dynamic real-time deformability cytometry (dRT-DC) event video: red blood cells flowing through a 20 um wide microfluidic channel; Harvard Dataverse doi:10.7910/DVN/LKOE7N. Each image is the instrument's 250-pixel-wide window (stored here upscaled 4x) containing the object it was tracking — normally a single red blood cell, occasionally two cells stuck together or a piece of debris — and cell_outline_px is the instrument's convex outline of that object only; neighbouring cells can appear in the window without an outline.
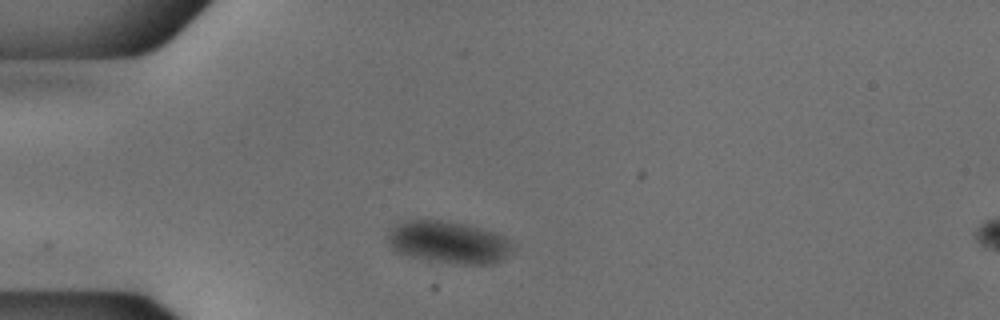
{"species": "common noctule bat (a hibernating species)", "species_latin": "Nyctalus noctula", "temperature_condition": "cold", "stored_images_in_passage": 41, "camera_frame_rate_fps": 3000, "um_per_image_px": 0.085, "animal": {"sex": "male", "body_mass_g": 18.8}, "frame": {"image": 1, "passage_image": 1, "time_ms": 0.0, "image_size_px": [1000, 320], "cell_outline_px": [[512, 252], [500, 260], [492, 264], [460, 264], [432, 260], [412, 256], [396, 252], [388, 244], [384, 236], [388, 228], [404, 220], [440, 220], [464, 224], [504, 236], [512, 244]], "centroid_in_image_um": [38.04, 20.58], "position_along_channel_um": 47.0, "area_um2": 30.63}}
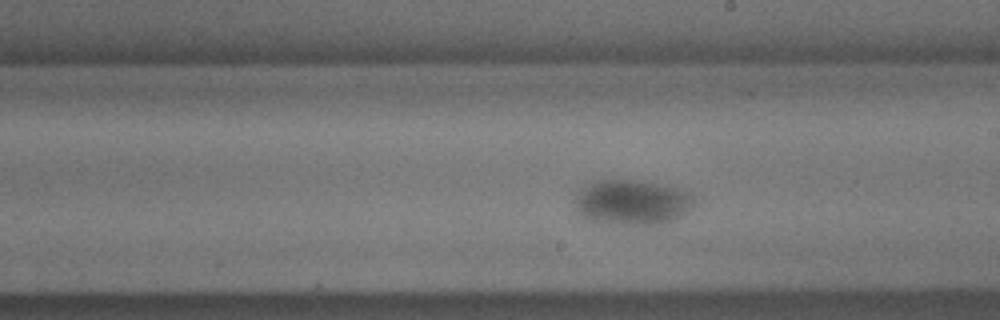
{"frame": {"image": 2, "passage_image": 18, "time_ms": 5.667, "image_size_px": [1000, 320], "cell_outline_px": [[696, 200], [692, 208], [680, 216], [672, 220], [660, 224], [616, 224], [588, 220], [576, 212], [572, 200], [576, 192], [588, 184], [600, 180], [632, 180], [656, 184], [676, 188], [688, 192], [696, 196]], "centroid_in_image_um": [53.68, 17.2], "position_along_channel_um": 235.3, "area_um2": 31.44}}
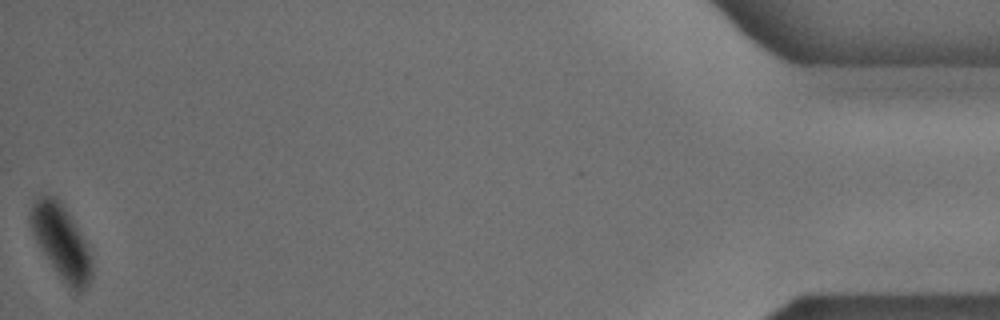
{"frame": {"image": 3, "passage_image": 41, "time_ms": 13.333, "image_size_px": [1000, 320], "cell_outline_px": [[92, 276], [88, 284], [80, 292], [76, 292], [56, 272], [40, 248], [28, 224], [28, 216], [32, 204], [36, 196], [52, 196], [60, 200], [68, 212], [84, 240], [92, 260]], "centroid_in_image_um": [5.17, 20.52], "position_along_channel_um": 430.0, "area_um2": 26.01}}